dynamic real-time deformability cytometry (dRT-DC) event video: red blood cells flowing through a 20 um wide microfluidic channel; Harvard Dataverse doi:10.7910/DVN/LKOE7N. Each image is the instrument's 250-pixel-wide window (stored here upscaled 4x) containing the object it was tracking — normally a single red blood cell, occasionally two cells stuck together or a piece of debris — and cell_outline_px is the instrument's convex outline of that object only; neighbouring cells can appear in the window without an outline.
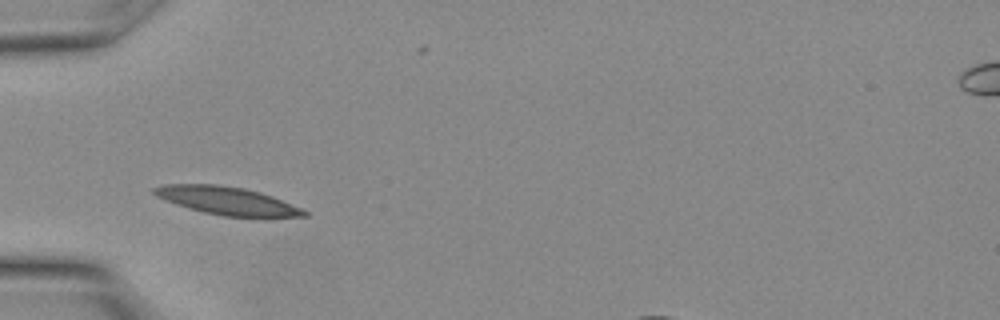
{"species": "Egyptian fruit bat (a non-hibernating species)", "species_latin": "Rousettus aegyptiacus", "temperature_condition": "warm", "stored_images_in_passage": 12, "camera_frame_rate_fps": 3000, "um_per_image_px": 0.085, "animal": {"sex": "female"}, "frame": {"image": 1, "passage_image": 4, "time_ms": 1.0, "image_size_px": [1000, 320], "cell_outline_px": [[308, 216], [224, 216], [204, 212], [176, 204], [156, 196], [152, 192], [152, 188], [164, 184], [216, 184], [244, 188], [260, 192], [272, 196], [304, 208], [308, 212]], "centroid_in_image_um": [19.3, 17.04], "position_along_channel_um": 65.7, "area_um2": 24.16}}
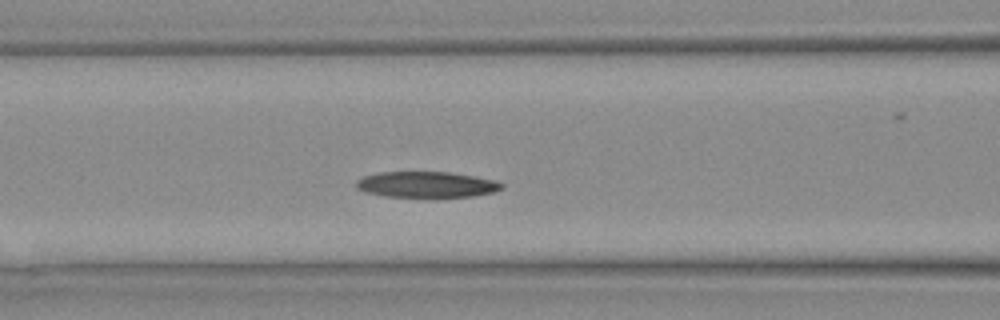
{"frame": {"image": 2, "passage_image": 7, "time_ms": 2.0, "image_size_px": [1000, 320], "cell_outline_px": [[504, 188], [492, 192], [472, 196], [384, 196], [368, 192], [356, 188], [356, 180], [364, 176], [380, 172], [452, 172], [476, 176], [496, 180], [504, 184]], "centroid_in_image_um": [36.29, 15.66], "position_along_channel_um": 130.3, "area_um2": 21.73}}
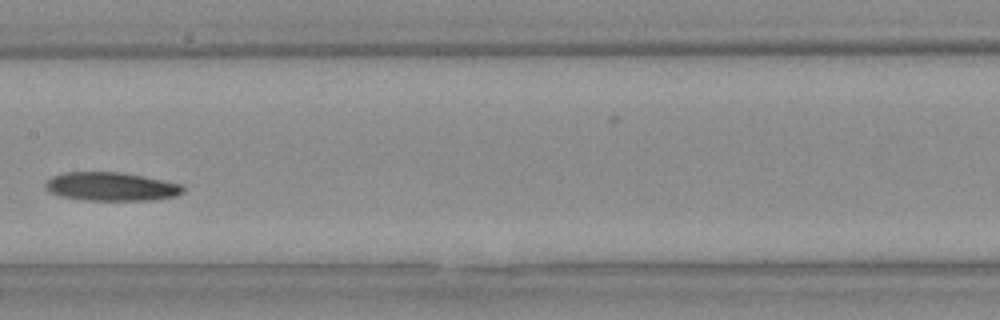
{"frame": {"image": 3, "passage_image": 10, "time_ms": 3.0, "image_size_px": [1000, 320], "cell_outline_px": [[184, 192], [176, 196], [152, 200], [88, 200], [64, 196], [52, 192], [44, 184], [52, 176], [64, 172], [120, 172], [180, 184], [184, 188]], "centroid_in_image_um": [9.47, 15.85], "position_along_channel_um": 197.9, "area_um2": 22.43}}